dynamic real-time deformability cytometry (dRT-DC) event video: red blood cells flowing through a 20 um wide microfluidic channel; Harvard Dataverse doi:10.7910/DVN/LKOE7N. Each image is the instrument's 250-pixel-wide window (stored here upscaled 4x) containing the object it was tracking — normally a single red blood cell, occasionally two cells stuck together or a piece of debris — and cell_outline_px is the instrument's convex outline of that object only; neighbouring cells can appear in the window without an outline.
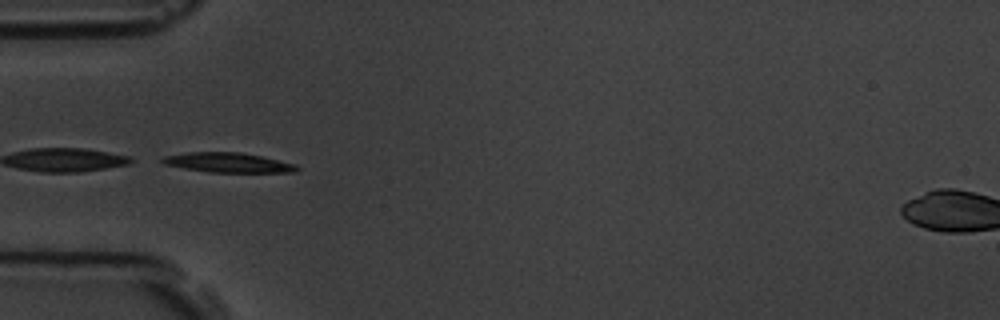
{"species": "common noctule bat (a hibernating species)", "species_latin": "Nyctalus noctula", "temperature_condition": "room temperature", "stored_images_in_passage": 6, "segment_of_instrument_passage": [2, 2], "camera_frame_rate_fps": 3000, "um_per_image_px": 0.085, "animal": {"sex": "male", "body_mass_g": 19.5, "forearm_length_mm": 54.6}, "frame": {"image": 1, "passage_image": 4, "time_ms": 4.333, "image_size_px": [1000, 320], "cell_outline_px": [[300, 168], [296, 172], [208, 172], [184, 168], [164, 164], [160, 160], [164, 156], [188, 152], [240, 152], [260, 156], [296, 164]], "centroid_in_image_um": [19.38, 13.82], "position_along_channel_um": 65.6, "area_um2": 15.37}}